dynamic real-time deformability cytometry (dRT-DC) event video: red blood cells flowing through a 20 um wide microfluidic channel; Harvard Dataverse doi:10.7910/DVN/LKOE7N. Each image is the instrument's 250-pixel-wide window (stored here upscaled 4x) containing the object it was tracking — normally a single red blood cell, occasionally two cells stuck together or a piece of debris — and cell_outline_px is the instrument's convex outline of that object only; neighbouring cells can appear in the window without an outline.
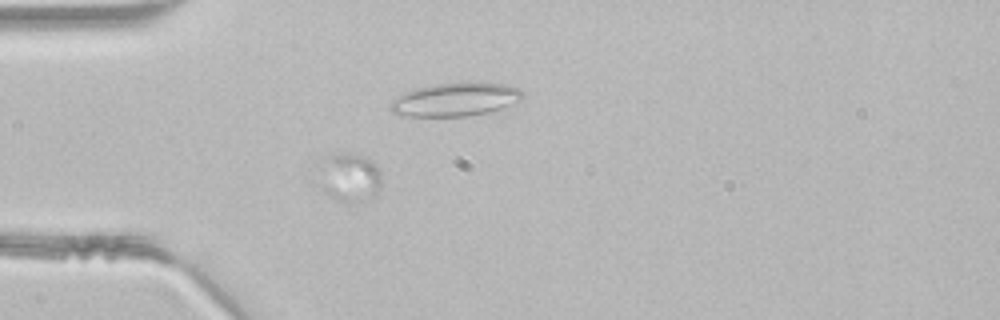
{"species": "common noctule bat (a hibernating species)", "species_latin": "Nyctalus noctula", "temperature_condition": "room temperature", "stored_images_in_passage": 47, "segment_of_instrument_passage": [1, 3], "camera_frame_rate_fps": 3000, "um_per_image_px": 0.085, "animal": {"sex": "male", "body_mass_g": 21.5, "forearm_length_mm": 52.0}, "frame": {"image": 1, "passage_image": 10, "time_ms": 3.0, "image_size_px": [1000, 320], "cell_outline_px": [[380, 188], [376, 196], [368, 200], [356, 204], [348, 204], [336, 200], [320, 188], [328, 156], [336, 152], [352, 152], [364, 156], [372, 160], [376, 164], [380, 172]], "centroid_in_image_um": [29.82, 15.12], "position_along_channel_um": 55.2, "area_um2": 17.8}}